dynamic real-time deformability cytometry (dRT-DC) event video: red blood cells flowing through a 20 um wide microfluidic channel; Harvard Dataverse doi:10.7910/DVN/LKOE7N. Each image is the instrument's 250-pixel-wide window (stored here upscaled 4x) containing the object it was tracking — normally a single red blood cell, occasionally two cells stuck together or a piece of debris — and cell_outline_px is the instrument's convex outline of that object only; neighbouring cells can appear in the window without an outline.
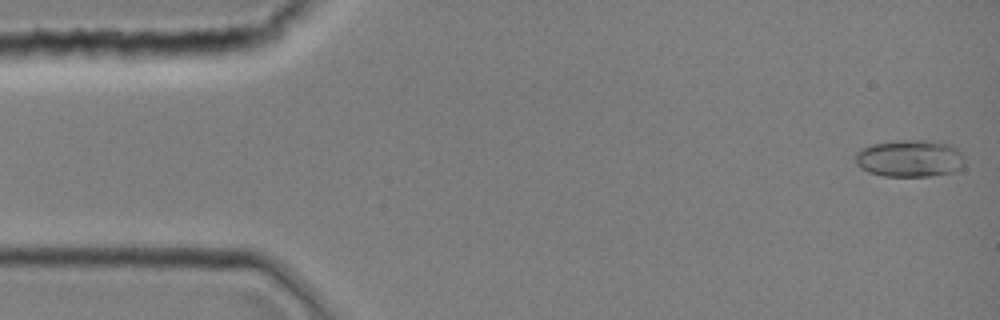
{"species": "common noctule bat (a hibernating species)", "species_latin": "Nyctalus noctula", "temperature_condition": "room temperature", "stored_images_in_passage": 43, "camera_frame_rate_fps": 3000, "um_per_image_px": 0.085, "animal": {"sex": "female", "body_mass_g": 19.0, "forearm_length_mm": 51.5}, "frame": {"image": 1, "passage_image": 1, "time_ms": 0.0, "image_size_px": [1000, 320], "cell_outline_px": [[964, 164], [960, 168], [952, 172], [928, 176], [884, 176], [868, 172], [860, 168], [856, 164], [856, 152], [860, 148], [872, 144], [900, 140], [924, 140], [948, 144], [956, 148], [964, 156]], "centroid_in_image_um": [77.3, 13.47], "position_along_channel_um": 7.7, "area_um2": 23.64}}
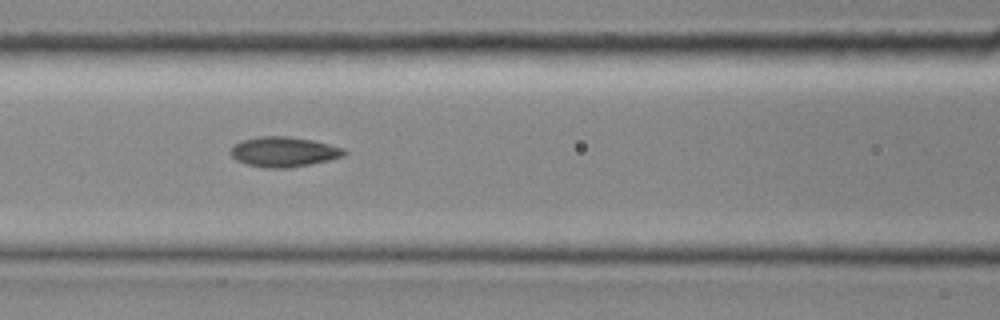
{"frame": {"image": 2, "passage_image": 18, "time_ms": 5.667, "image_size_px": [1000, 320], "cell_outline_px": [[348, 152], [344, 156], [328, 160], [292, 168], [264, 168], [248, 164], [236, 160], [228, 152], [232, 144], [240, 140], [256, 136], [288, 136], [312, 140], [344, 148]], "centroid_in_image_um": [24.07, 12.9], "position_along_channel_um": 142.5, "area_um2": 20.17}}
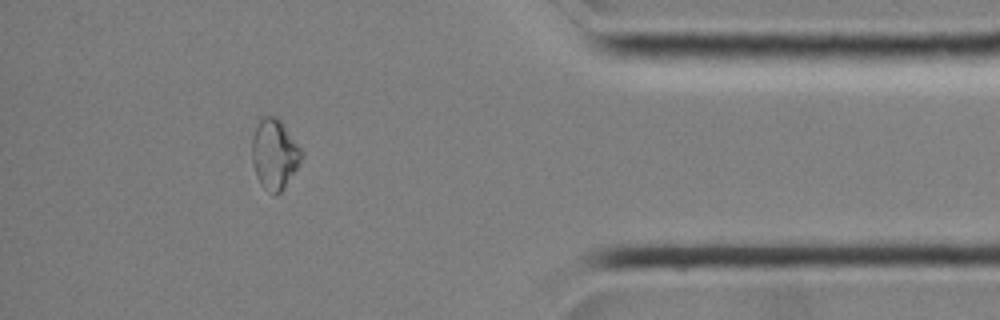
{"frame": {"image": 3, "passage_image": 38, "time_ms": 12.333, "image_size_px": [1000, 320], "cell_outline_px": [[304, 156], [284, 188], [276, 196], [264, 188], [260, 184], [256, 176], [252, 164], [252, 136], [260, 116], [276, 116], [280, 120], [300, 148]], "centroid_in_image_um": [23.3, 13.1], "position_along_channel_um": 411.9, "area_um2": 20.23}}